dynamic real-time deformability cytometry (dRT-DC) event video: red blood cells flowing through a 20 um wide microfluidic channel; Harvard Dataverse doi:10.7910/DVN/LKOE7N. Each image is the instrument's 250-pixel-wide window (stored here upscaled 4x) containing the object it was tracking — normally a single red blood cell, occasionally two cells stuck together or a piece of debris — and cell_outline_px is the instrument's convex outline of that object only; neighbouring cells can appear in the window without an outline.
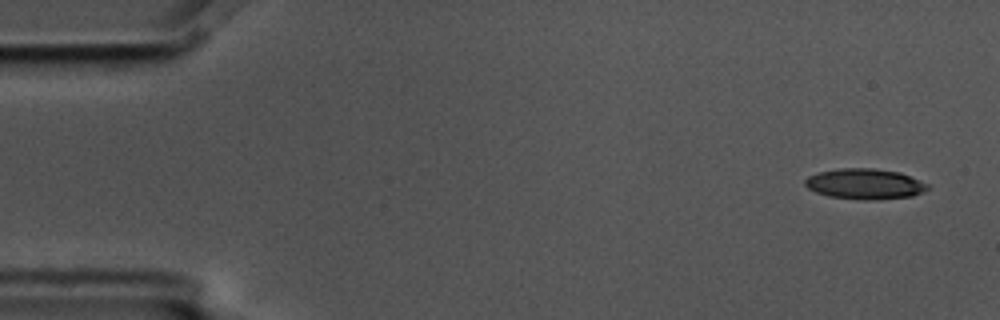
{"species": "common noctule bat (a hibernating species)", "species_latin": "Nyctalus noctula", "temperature_condition": "cold", "stored_images_in_passage": 4, "camera_frame_rate_fps": 3000, "um_per_image_px": 0.085, "animal": {"sex": "male", "body_mass_g": 17.5, "forearm_length_mm": 52.3}, "frame": {"image": 1, "passage_image": 1, "time_ms": 0.0, "image_size_px": [1000, 320], "cell_outline_px": [[928, 188], [912, 196], [876, 200], [864, 200], [832, 196], [816, 192], [808, 188], [804, 184], [804, 180], [808, 176], [820, 172], [840, 168], [872, 168], [900, 172], [928, 184]], "centroid_in_image_um": [73.49, 15.63], "position_along_channel_um": 11.5, "area_um2": 21.56}}
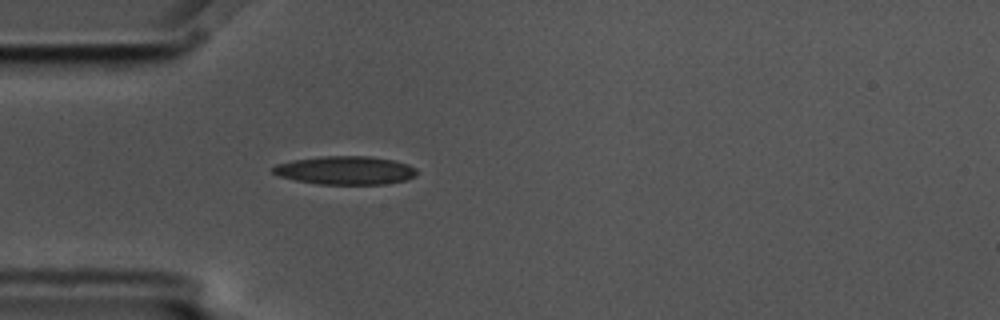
{"frame": {"image": 2, "passage_image": 4, "time_ms": 1.0, "image_size_px": [1000, 320], "cell_outline_px": [[416, 176], [408, 180], [384, 184], [320, 184], [296, 180], [280, 176], [272, 172], [272, 168], [276, 164], [292, 160], [324, 156], [368, 156], [396, 160], [408, 164], [416, 168]], "centroid_in_image_um": [29.4, 14.47], "position_along_channel_um": 55.6, "area_um2": 23.87}}